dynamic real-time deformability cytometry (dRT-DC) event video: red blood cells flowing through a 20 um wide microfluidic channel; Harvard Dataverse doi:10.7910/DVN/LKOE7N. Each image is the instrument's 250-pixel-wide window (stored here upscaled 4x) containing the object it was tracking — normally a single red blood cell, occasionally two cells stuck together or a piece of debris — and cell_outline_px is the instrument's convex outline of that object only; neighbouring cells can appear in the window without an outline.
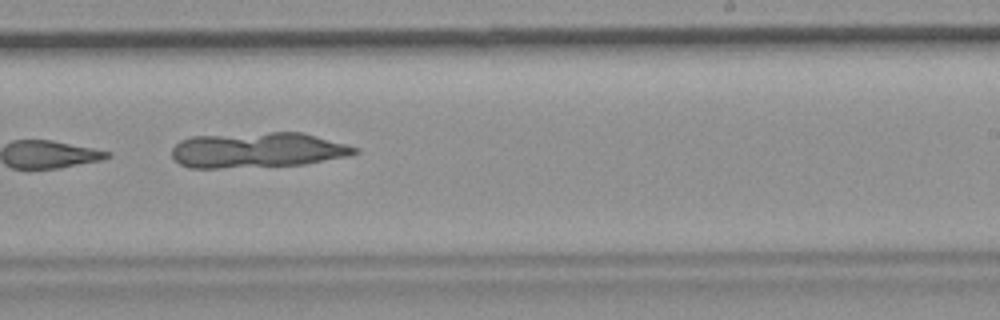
{"species": "common noctule bat (a hibernating species)", "species_latin": "Nyctalus noctula", "temperature_condition": "room temperature", "stored_images_in_passage": 11, "camera_frame_rate_fps": 3000, "um_per_image_px": 0.085, "animal": {"sex": "female", "body_mass_g": 19.9}, "frame": {"image": 1, "passage_image": 7, "time_ms": 2.0, "image_size_px": [1000, 320], "cell_outline_px": [[360, 152], [348, 156], [304, 164], [220, 168], [188, 168], [180, 164], [172, 156], [172, 148], [180, 140], [192, 136], [268, 132], [304, 132], [360, 148]], "centroid_in_image_um": [21.9, 12.75], "position_along_channel_um": 267.1, "area_um2": 37.8}}
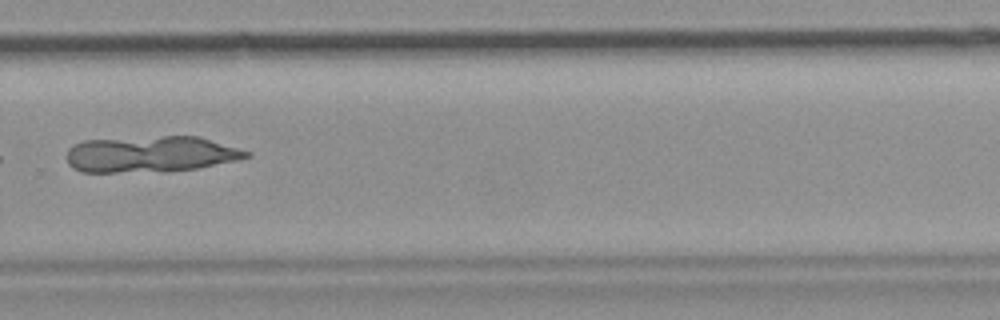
{"frame": {"image": 2, "passage_image": 8, "time_ms": 2.333, "image_size_px": [1000, 320], "cell_outline_px": [[252, 156], [236, 160], [196, 168], [168, 172], [80, 172], [72, 168], [68, 164], [68, 148], [72, 144], [84, 140], [164, 136], [200, 136], [252, 152]], "centroid_in_image_um": [12.81, 13.11], "position_along_channel_um": 317.0, "area_um2": 38.26}}